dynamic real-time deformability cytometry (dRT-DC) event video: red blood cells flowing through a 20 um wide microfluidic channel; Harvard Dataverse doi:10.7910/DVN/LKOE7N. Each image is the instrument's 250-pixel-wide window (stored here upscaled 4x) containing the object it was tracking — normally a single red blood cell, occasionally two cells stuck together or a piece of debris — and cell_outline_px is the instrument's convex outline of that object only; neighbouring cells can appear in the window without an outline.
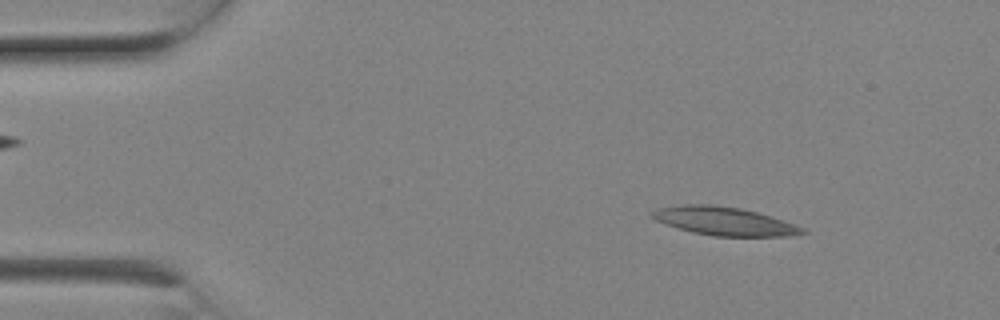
{"species": "Egyptian fruit bat (a non-hibernating species)", "species_latin": "Rousettus aegyptiacus", "temperature_condition": "room temperature", "stored_images_in_passage": 5, "camera_frame_rate_fps": 3000, "um_per_image_px": 0.085, "animal": {"sex": "female"}, "frame": {"image": 1, "passage_image": 2, "time_ms": 0.333, "image_size_px": [1000, 320], "cell_outline_px": [[808, 232], [796, 236], [712, 236], [692, 232], [656, 220], [652, 216], [652, 212], [656, 208], [684, 204], [712, 204], [740, 208], [756, 212], [796, 224], [804, 228]], "centroid_in_image_um": [61.61, 18.8], "position_along_channel_um": 23.4, "area_um2": 24.74}}
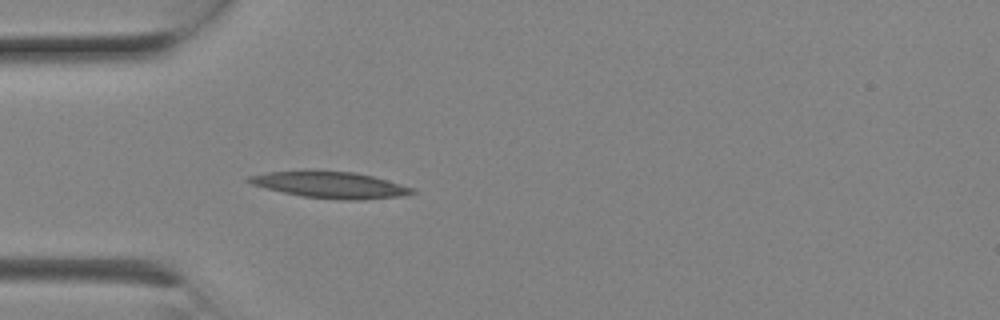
{"frame": {"image": 2, "passage_image": 5, "time_ms": 1.333, "image_size_px": [1000, 320], "cell_outline_px": [[416, 192], [400, 196], [360, 200], [344, 200], [304, 196], [284, 192], [252, 184], [244, 180], [248, 176], [268, 172], [304, 168], [352, 172], [372, 176], [416, 188]], "centroid_in_image_um": [28.04, 15.67], "position_along_channel_um": 57.0, "area_um2": 25.55}}